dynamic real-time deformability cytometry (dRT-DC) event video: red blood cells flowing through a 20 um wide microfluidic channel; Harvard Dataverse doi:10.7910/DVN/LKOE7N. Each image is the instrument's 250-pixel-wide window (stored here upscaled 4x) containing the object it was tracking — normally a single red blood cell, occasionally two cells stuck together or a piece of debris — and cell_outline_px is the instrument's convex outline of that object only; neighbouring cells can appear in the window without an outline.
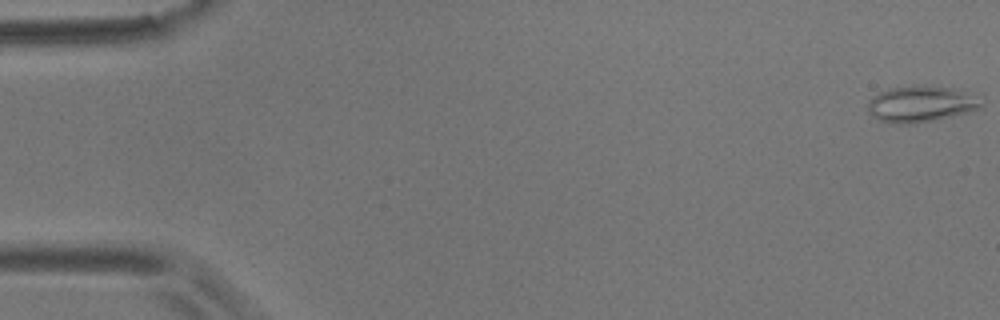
{"species": "common noctule bat (a hibernating species)", "species_latin": "Nyctalus noctula", "temperature_condition": "room temperature", "stored_images_in_passage": 29, "camera_frame_rate_fps": 3000, "um_per_image_px": 0.085, "animal": {"sex": "male", "body_mass_g": 17.9}, "frame": {"image": 1, "passage_image": 1, "time_ms": 0.0, "image_size_px": [1000, 320], "cell_outline_px": [[984, 108], [968, 112], [916, 124], [892, 124], [880, 120], [872, 116], [868, 112], [868, 100], [872, 96], [888, 88], [956, 88], [984, 96]], "centroid_in_image_um": [78.37, 8.88], "position_along_channel_um": 6.6, "area_um2": 23.93}}
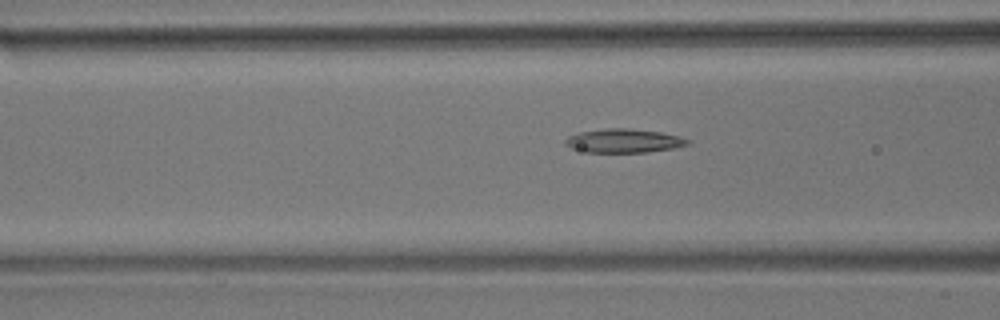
{"frame": {"image": 2, "passage_image": 22, "time_ms": 7.0, "image_size_px": [1000, 320], "cell_outline_px": [[692, 140], [688, 144], [672, 148], [648, 152], [588, 152], [572, 148], [564, 144], [564, 140], [568, 136], [580, 132], [604, 128], [628, 128], [660, 132], [680, 136]], "centroid_in_image_um": [53.02, 11.96], "position_along_channel_um": 113.6, "area_um2": 16.94}}
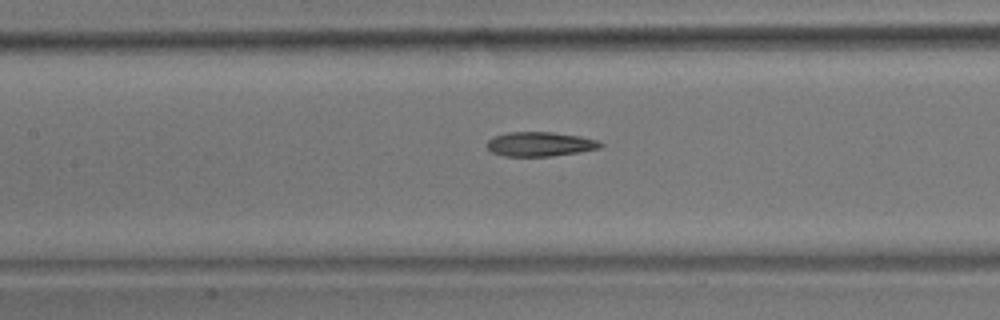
{"frame": {"image": 3, "passage_image": 26, "time_ms": 8.333, "image_size_px": [1000, 320], "cell_outline_px": [[604, 144], [600, 148], [580, 152], [552, 156], [504, 156], [492, 152], [484, 144], [488, 140], [496, 136], [508, 132], [552, 132], [580, 136], [596, 140]], "centroid_in_image_um": [45.89, 12.25], "position_along_channel_um": 161.5, "area_um2": 16.13}}